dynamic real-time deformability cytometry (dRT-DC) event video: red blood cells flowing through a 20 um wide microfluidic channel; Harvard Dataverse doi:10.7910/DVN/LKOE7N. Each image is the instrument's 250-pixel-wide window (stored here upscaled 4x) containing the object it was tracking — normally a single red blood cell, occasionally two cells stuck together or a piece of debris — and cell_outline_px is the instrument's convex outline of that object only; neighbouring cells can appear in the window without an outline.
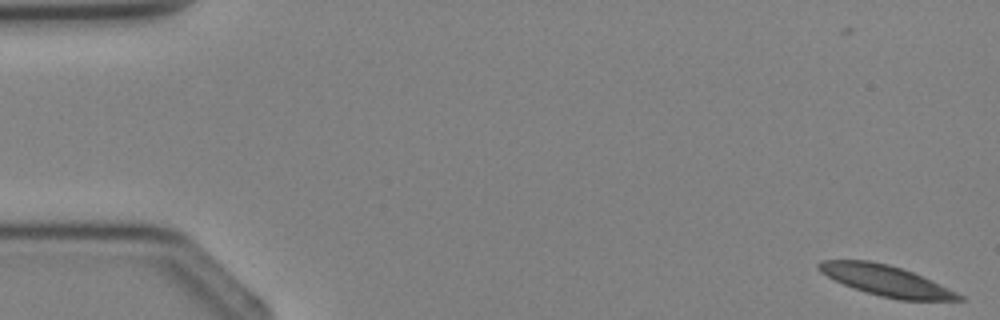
{"species": "Egyptian fruit bat (a non-hibernating species)", "species_latin": "Rousettus aegyptiacus", "temperature_condition": "cold", "stored_images_in_passage": 4, "camera_frame_rate_fps": 3000, "um_per_image_px": 0.085, "animal": {"sex": "female"}, "frame": {"image": 1, "passage_image": 1, "time_ms": 0.0, "image_size_px": [1000, 320], "cell_outline_px": [[968, 300], [900, 300], [880, 296], [844, 284], [820, 272], [816, 268], [816, 264], [820, 260], [868, 260], [888, 264], [912, 272], [940, 284], [964, 296]], "centroid_in_image_um": [75.31, 23.84], "position_along_channel_um": 9.7, "area_um2": 24.68}}